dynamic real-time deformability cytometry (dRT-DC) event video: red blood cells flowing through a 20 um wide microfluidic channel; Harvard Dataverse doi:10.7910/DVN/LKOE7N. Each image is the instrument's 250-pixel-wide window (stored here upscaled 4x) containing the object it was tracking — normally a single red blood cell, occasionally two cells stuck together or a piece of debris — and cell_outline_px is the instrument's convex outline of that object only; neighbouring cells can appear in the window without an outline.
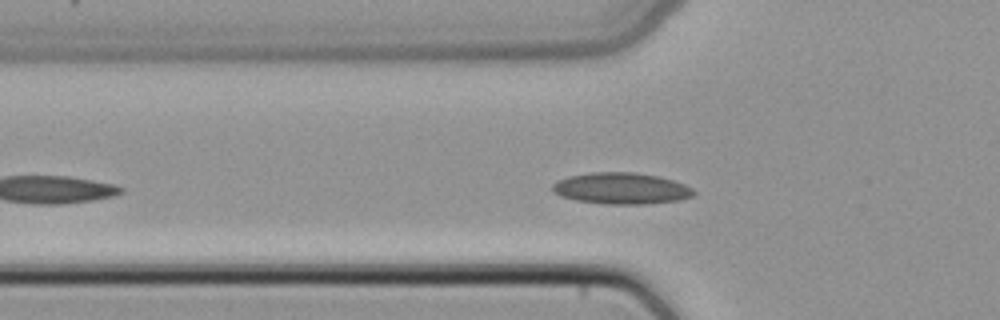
{"species": "common noctule bat (a hibernating species)", "species_latin": "Nyctalus noctula", "temperature_condition": "cold", "stored_images_in_passage": 37, "camera_frame_rate_fps": 3000, "um_per_image_px": 0.085, "animal": {"sex": "female", "body_mass_g": 22.7, "forearm_length_mm": 54.2}, "frame": {"image": 1, "passage_image": 7, "time_ms": 2.0, "image_size_px": [1000, 320], "cell_outline_px": [[696, 196], [680, 200], [644, 204], [604, 204], [576, 200], [560, 196], [552, 192], [552, 184], [568, 176], [592, 172], [632, 172], [656, 176], [672, 180], [684, 184], [692, 188], [696, 192]], "centroid_in_image_um": [52.82, 16.02], "position_along_channel_um": 73.0, "area_um2": 25.89}}
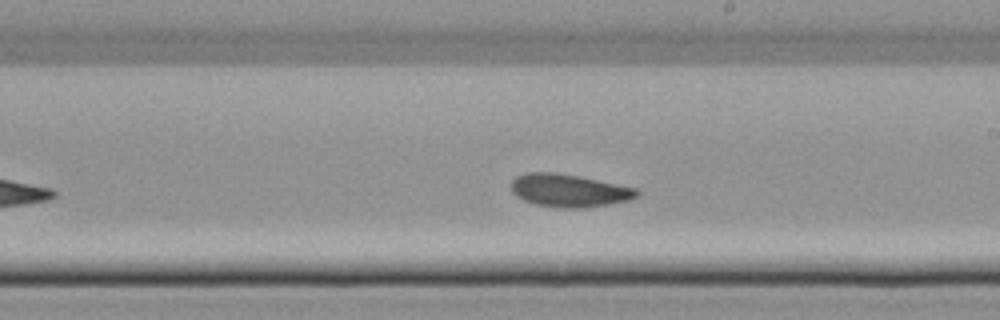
{"frame": {"image": 2, "passage_image": 19, "time_ms": 6.0, "image_size_px": [1000, 320], "cell_outline_px": [[640, 192], [636, 196], [628, 200], [608, 204], [584, 208], [564, 208], [536, 204], [524, 200], [516, 196], [512, 192], [512, 180], [516, 176], [528, 172], [556, 172], [580, 176], [636, 188]], "centroid_in_image_um": [48.35, 16.18], "position_along_channel_um": 240.6, "area_um2": 23.93}}
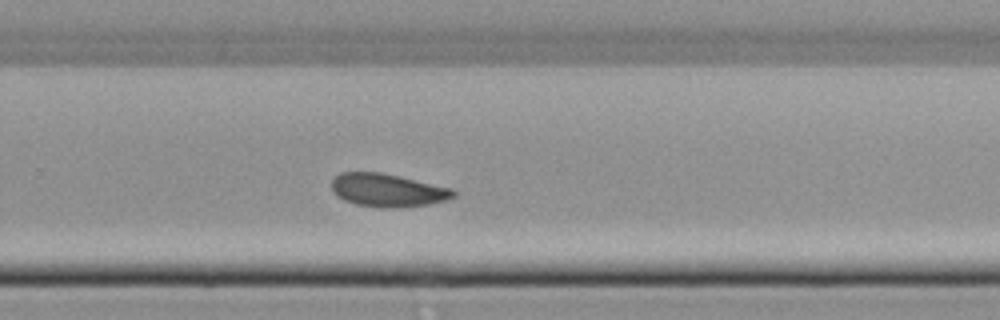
{"frame": {"image": 3, "passage_image": 23, "time_ms": 7.333, "image_size_px": [1000, 320], "cell_outline_px": [[456, 196], [444, 200], [428, 204], [392, 208], [380, 208], [356, 204], [344, 200], [332, 188], [332, 176], [340, 172], [380, 172], [400, 176], [452, 188], [456, 192]], "centroid_in_image_um": [32.94, 16.16], "position_along_channel_um": 296.9, "area_um2": 23.41}}